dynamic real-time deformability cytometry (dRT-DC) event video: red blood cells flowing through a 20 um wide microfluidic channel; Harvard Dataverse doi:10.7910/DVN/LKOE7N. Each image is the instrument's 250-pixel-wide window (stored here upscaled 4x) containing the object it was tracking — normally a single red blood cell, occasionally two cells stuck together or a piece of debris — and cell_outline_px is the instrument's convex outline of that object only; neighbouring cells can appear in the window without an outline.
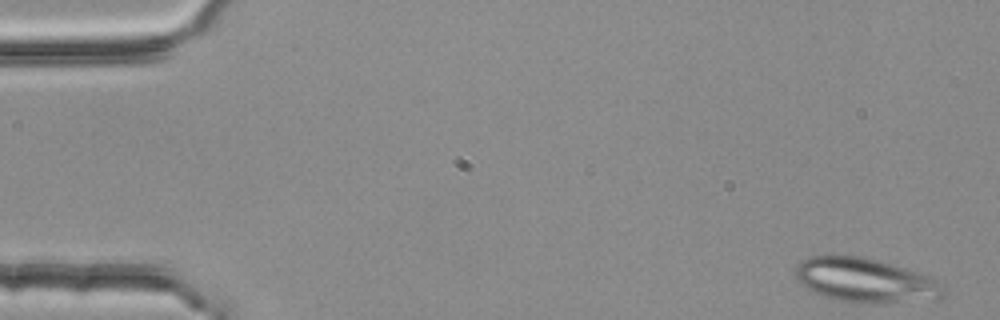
{"species": "common noctule bat (a hibernating species)", "species_latin": "Nyctalus noctula", "temperature_condition": "room temperature", "stored_images_in_passage": 15, "camera_frame_rate_fps": 3000, "um_per_image_px": 0.085, "animal": {"sex": "female", "body_mass_g": 25.1}, "frame": {"image": 1, "passage_image": 1, "time_ms": 0.0, "image_size_px": [1000, 320], "cell_outline_px": [[944, 296], [940, 300], [876, 304], [852, 304], [824, 296], [812, 292], [800, 284], [796, 276], [796, 264], [808, 256], [864, 256], [892, 264], [928, 276], [944, 284]], "centroid_in_image_um": [73.58, 23.86], "position_along_channel_um": 11.4, "area_um2": 38.9}}